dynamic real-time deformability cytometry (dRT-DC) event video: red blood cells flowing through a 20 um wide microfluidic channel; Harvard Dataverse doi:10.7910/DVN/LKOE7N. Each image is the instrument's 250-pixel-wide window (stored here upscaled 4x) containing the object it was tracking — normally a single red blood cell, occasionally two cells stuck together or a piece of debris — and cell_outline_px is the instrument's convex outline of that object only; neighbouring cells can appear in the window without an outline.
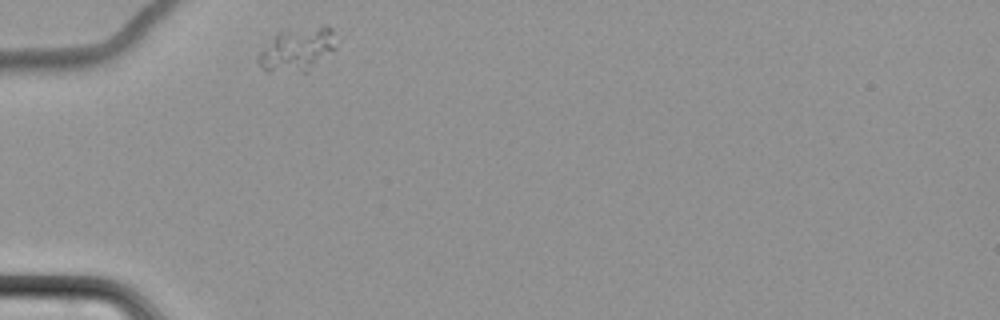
{"species": "common noctule bat (a hibernating species)", "species_latin": "Nyctalus noctula", "temperature_condition": "cold", "stored_images_in_passage": 2, "camera_frame_rate_fps": 3000, "um_per_image_px": 0.085, "animal": {"sex": "female", "body_mass_g": 22.7, "forearm_length_mm": 54.2}, "frame": {"image": 1, "passage_image": 1, "time_ms": 0.0, "image_size_px": [1000, 320], "cell_outline_px": [[344, 36], [336, 48], [308, 72], [268, 72], [256, 60], [256, 56], [276, 32], [324, 24], [332, 28]], "centroid_in_image_um": [25.38, 4.16], "position_along_channel_um": 59.6, "area_um2": 20.75}}
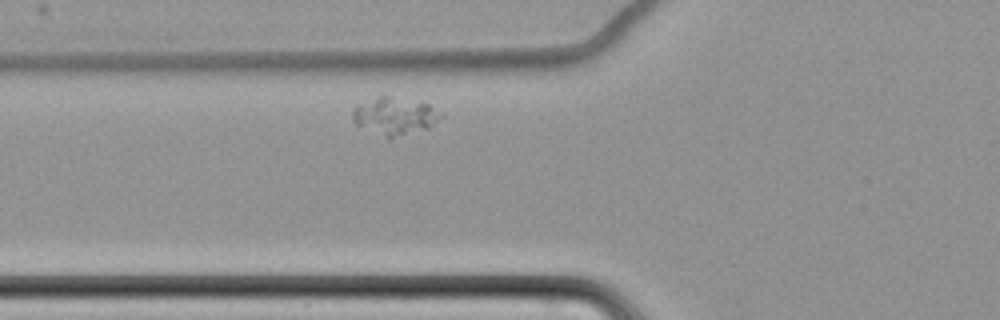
{"frame": {"image": 2, "passage_image": 2, "time_ms": 1.333, "image_size_px": [1000, 320], "cell_outline_px": [[444, 116], [428, 128], [388, 140], [356, 124], [352, 120], [352, 108], [356, 104], [380, 96], [388, 96], [428, 104]], "centroid_in_image_um": [33.5, 9.89], "position_along_channel_um": 92.3, "area_um2": 19.31}}